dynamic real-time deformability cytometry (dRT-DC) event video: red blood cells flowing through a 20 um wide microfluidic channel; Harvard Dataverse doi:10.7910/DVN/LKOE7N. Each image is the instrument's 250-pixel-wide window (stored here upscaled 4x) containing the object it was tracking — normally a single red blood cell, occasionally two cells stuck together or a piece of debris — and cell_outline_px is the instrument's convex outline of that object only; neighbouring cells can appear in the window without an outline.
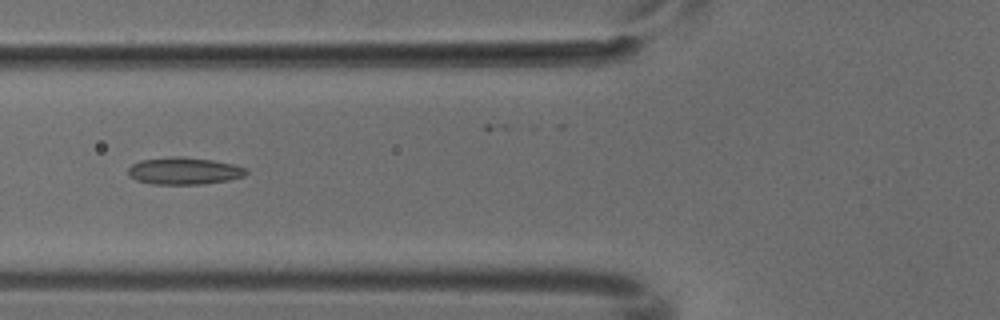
{"species": "common noctule bat (a hibernating species)", "species_latin": "Nyctalus noctula", "temperature_condition": "cold", "stored_images_in_passage": 7, "camera_frame_rate_fps": 3000, "um_per_image_px": 0.085, "animal": {"sex": "male", "body_mass_g": 18.8}, "frame": {"image": 1, "passage_image": 6, "time_ms": 1.667, "image_size_px": [1000, 320], "cell_outline_px": [[248, 172], [244, 176], [228, 180], [204, 184], [152, 184], [136, 180], [128, 176], [128, 168], [132, 164], [140, 160], [172, 156], [184, 156], [212, 160], [232, 164], [248, 168]], "centroid_in_image_um": [15.64, 14.52], "position_along_channel_um": 110.2, "area_um2": 18.84}}